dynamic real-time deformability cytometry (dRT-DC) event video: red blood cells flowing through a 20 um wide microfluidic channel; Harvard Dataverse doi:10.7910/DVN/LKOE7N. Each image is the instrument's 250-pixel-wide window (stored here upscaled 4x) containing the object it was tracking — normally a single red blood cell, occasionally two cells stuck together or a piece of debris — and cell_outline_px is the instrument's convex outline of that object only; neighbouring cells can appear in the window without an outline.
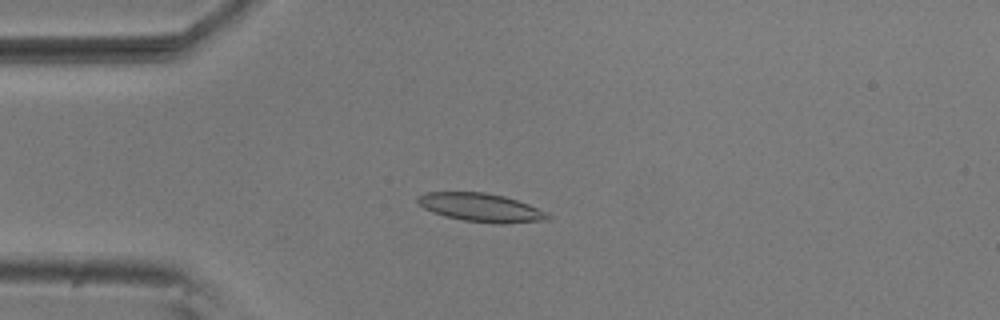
{"species": "common noctule bat (a hibernating species)", "species_latin": "Nyctalus noctula", "temperature_condition": "room temperature", "stored_images_in_passage": 55, "camera_frame_rate_fps": 3000, "um_per_image_px": 0.085, "animal": {"sex": "male", "body_mass_g": 20.5, "forearm_length_mm": 52.5}, "frame": {"image": 1, "passage_image": 14, "time_ms": 4.333, "image_size_px": [1000, 320], "cell_outline_px": [[552, 216], [548, 220], [504, 224], [500, 224], [464, 220], [444, 216], [432, 212], [424, 208], [416, 200], [416, 196], [428, 192], [484, 192], [504, 196], [528, 204], [548, 212]], "centroid_in_image_um": [40.9, 17.64], "position_along_channel_um": 44.1, "area_um2": 21.62}}
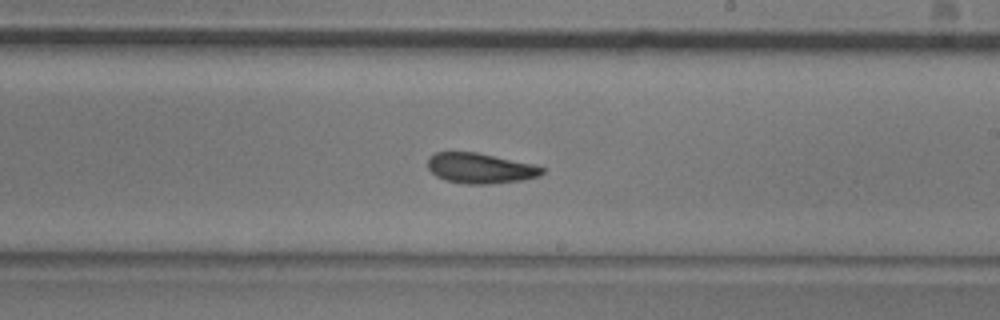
{"frame": {"image": 2, "passage_image": 32, "time_ms": 10.333, "image_size_px": [1000, 320], "cell_outline_px": [[544, 172], [540, 176], [524, 180], [492, 184], [464, 184], [444, 180], [436, 176], [428, 168], [428, 160], [436, 152], [476, 152], [532, 164], [544, 168]], "centroid_in_image_um": [40.83, 14.32], "position_along_channel_um": 248.2, "area_um2": 20.17}}
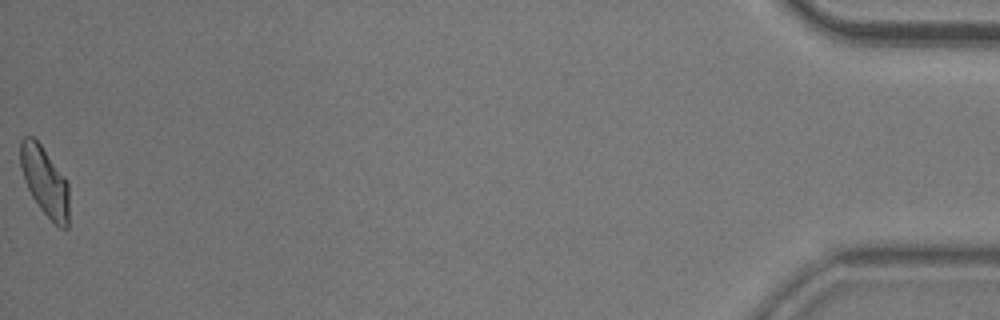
{"frame": {"image": 3, "passage_image": 55, "time_ms": 18.0, "image_size_px": [1000, 320], "cell_outline_px": [[68, 228], [60, 228], [40, 208], [32, 196], [24, 180], [20, 164], [20, 140], [24, 136], [32, 136], [40, 144], [64, 176], [68, 184]], "centroid_in_image_um": [3.79, 15.39], "position_along_channel_um": 431.4, "area_um2": 19.31}, "authors_computed_cell_mechanics": {"area_um2": 20.4034, "velocity_mm_per_s": 3.6914, "shape_relaxation_time_tau1_ms": 5.2197, "shape_relaxation_time_tau2_ms": 2.5696, "deformation_change_tau1": 0.159, "deformation_change_tau2": 0.0955}}